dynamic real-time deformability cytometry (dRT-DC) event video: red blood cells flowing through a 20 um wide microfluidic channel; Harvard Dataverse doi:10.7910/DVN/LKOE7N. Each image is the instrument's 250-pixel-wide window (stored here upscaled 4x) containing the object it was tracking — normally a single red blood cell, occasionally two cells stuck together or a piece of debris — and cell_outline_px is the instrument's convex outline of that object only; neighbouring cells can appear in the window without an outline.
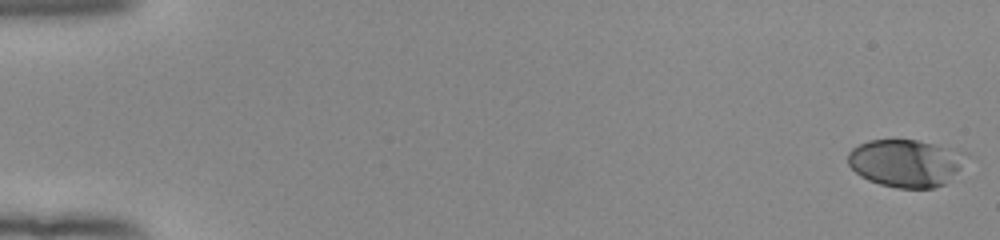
{"species": "human", "species_latin": "Homo sapiens", "temperature_condition": "room temperature", "stored_images_in_passage": 54, "camera_frame_rate_fps": 3000, "um_per_image_px": 0.085, "donor": {"sex": "female"}, "frame": {"image": 1, "passage_image": 1, "time_ms": 0.0, "image_size_px": [1000, 240], "cell_outline_px": [[968, 152], [960, 168], [944, 184], [932, 188], [896, 188], [880, 184], [868, 180], [860, 176], [848, 164], [848, 152], [852, 148], [868, 140], [916, 140]], "centroid_in_image_um": [76.97, 13.85], "position_along_channel_um": 8.0, "area_um2": 32.54}}
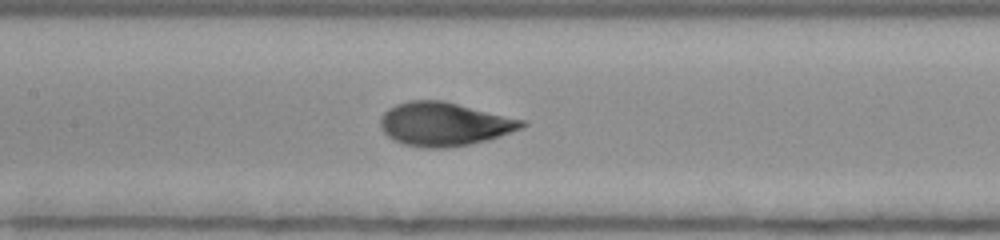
{"frame": {"image": 2, "passage_image": 27, "time_ms": 8.667, "image_size_px": [1000, 240], "cell_outline_px": [[528, 124], [520, 128], [500, 136], [488, 140], [468, 144], [444, 148], [420, 148], [404, 144], [388, 136], [380, 128], [380, 116], [388, 108], [396, 104], [408, 100], [444, 100], [528, 120]], "centroid_in_image_um": [37.77, 10.53], "position_along_channel_um": 169.6, "area_um2": 36.3}}
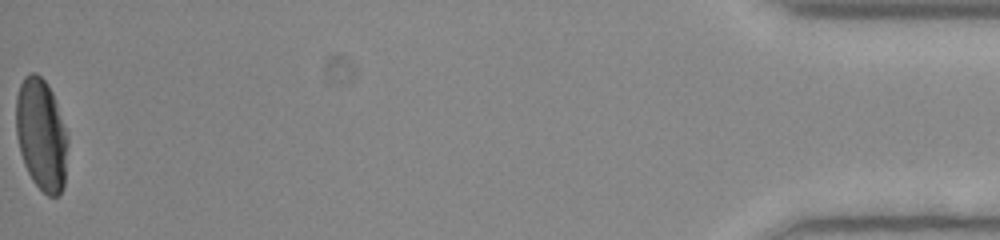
{"frame": {"image": 3, "passage_image": 54, "time_ms": 17.667, "image_size_px": [1000, 240], "cell_outline_px": [[68, 144], [64, 184], [60, 192], [56, 196], [48, 196], [32, 180], [24, 164], [20, 152], [16, 136], [16, 96], [20, 84], [24, 76], [28, 72], [36, 72], [48, 84], [52, 92], [68, 136]], "centroid_in_image_um": [3.5, 11.41], "position_along_channel_um": 431.7, "area_um2": 33.81}, "authors_computed_cell_mechanics": {"area_um2": 34.0153, "velocity_mm_per_s": 3.9178, "shape_relaxation_time_tau1_ms": 4.2562, "shape_relaxation_time_tau2_ms": null, "deformation_change_tau1": 0.2064, "deformation_change_tau2": null}}